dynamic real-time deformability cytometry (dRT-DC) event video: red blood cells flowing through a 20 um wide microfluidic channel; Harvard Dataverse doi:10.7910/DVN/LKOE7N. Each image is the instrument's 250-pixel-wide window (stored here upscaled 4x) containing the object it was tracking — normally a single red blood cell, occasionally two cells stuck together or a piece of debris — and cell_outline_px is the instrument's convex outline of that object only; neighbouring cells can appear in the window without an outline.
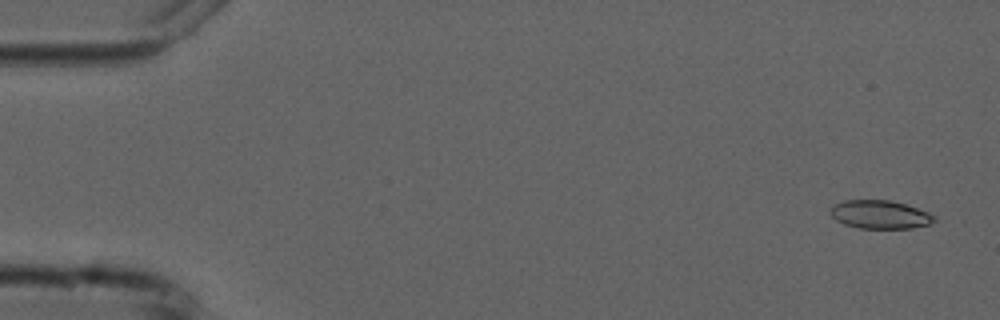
{"species": "common noctule bat (a hibernating species)", "species_latin": "Nyctalus noctula", "temperature_condition": "cold", "stored_images_in_passage": 4, "camera_frame_rate_fps": 3000, "um_per_image_px": 0.085, "animal": {"sex": "male", "forearm_length_mm": 52.5}, "frame": {"image": 1, "passage_image": 1, "time_ms": 0.0, "image_size_px": [1000, 320], "cell_outline_px": [[936, 220], [928, 224], [912, 228], [860, 228], [844, 224], [836, 220], [828, 212], [836, 204], [844, 200], [888, 200], [904, 204], [928, 212], [936, 216]], "centroid_in_image_um": [74.79, 18.24], "position_along_channel_um": 10.2, "area_um2": 16.99}}